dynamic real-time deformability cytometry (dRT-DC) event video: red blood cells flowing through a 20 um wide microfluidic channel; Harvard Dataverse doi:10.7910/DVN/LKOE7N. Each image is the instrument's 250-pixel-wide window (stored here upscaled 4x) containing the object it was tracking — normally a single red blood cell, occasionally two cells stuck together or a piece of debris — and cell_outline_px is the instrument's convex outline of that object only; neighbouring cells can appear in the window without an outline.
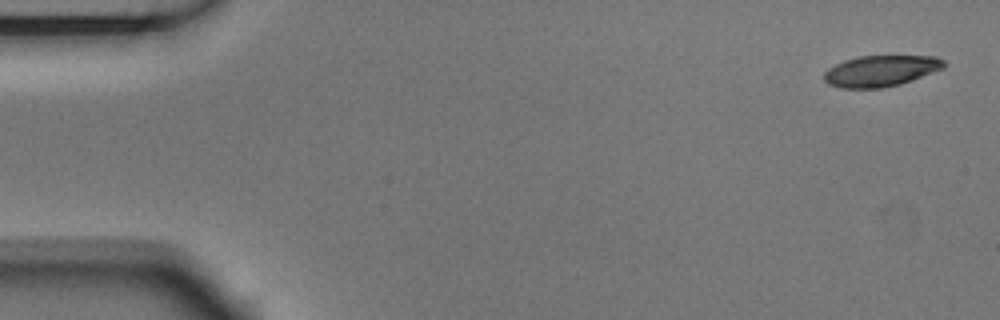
{"species": "Egyptian fruit bat (a non-hibernating species)", "species_latin": "Rousettus aegyptiacus", "temperature_condition": "room temperature", "stored_images_in_passage": 5, "camera_frame_rate_fps": 3000, "um_per_image_px": 0.085, "animal": {"sex": "male"}, "frame": {"image": 1, "passage_image": 1, "time_ms": 0.0, "image_size_px": [1000, 320], "cell_outline_px": [[944, 68], [912, 80], [900, 84], [884, 88], [840, 88], [828, 84], [824, 80], [824, 72], [828, 68], [844, 60], [860, 56], [936, 56], [944, 60]], "centroid_in_image_um": [74.85, 6.03], "position_along_channel_um": 10.2, "area_um2": 21.73}}
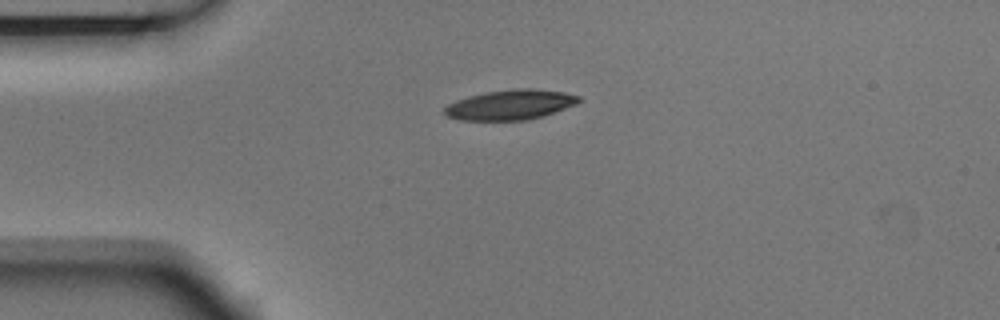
{"frame": {"image": 2, "passage_image": 4, "time_ms": 1.0, "image_size_px": [1000, 320], "cell_outline_px": [[580, 100], [576, 104], [544, 116], [528, 120], [460, 120], [448, 116], [444, 112], [444, 108], [448, 104], [456, 100], [468, 96], [484, 92], [516, 88], [532, 88], [564, 92], [580, 96]], "centroid_in_image_um": [43.38, 8.9], "position_along_channel_um": 41.6, "area_um2": 23.52}}